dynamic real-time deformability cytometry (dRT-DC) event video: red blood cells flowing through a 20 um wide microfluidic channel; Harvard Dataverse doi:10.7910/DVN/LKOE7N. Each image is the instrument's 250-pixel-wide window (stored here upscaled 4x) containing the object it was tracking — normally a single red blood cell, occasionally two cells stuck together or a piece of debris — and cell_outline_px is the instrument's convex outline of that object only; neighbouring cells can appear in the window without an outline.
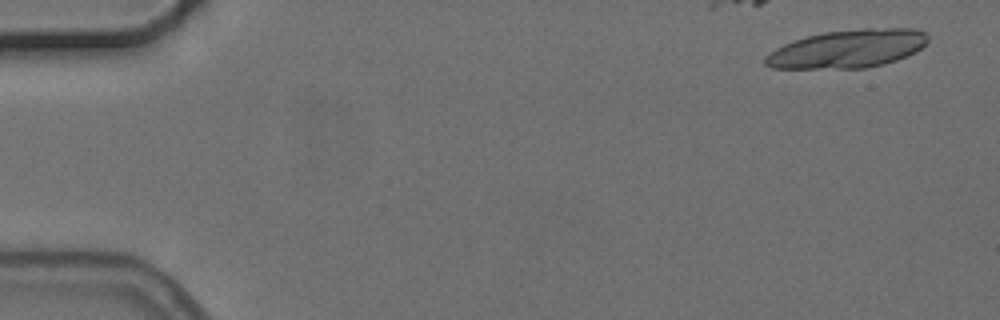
{"species": "common noctule bat (a hibernating species)", "species_latin": "Nyctalus noctula", "temperature_condition": "cold", "stored_images_in_passage": 6, "camera_frame_rate_fps": 3000, "um_per_image_px": 0.085, "animal": {"sex": "female", "body_mass_g": 24.6, "forearm_length_mm": 56.2}, "frame": {"image": 1, "passage_image": 1, "time_ms": 0.0, "image_size_px": [1000, 320], "cell_outline_px": [[928, 40], [916, 52], [908, 56], [884, 64], [864, 68], [772, 68], [764, 64], [764, 56], [776, 48], [784, 44], [808, 36], [824, 32], [864, 28], [916, 28], [924, 32], [928, 36]], "centroid_in_image_um": [72.07, 4.15], "position_along_channel_um": 12.9, "area_um2": 36.13}}